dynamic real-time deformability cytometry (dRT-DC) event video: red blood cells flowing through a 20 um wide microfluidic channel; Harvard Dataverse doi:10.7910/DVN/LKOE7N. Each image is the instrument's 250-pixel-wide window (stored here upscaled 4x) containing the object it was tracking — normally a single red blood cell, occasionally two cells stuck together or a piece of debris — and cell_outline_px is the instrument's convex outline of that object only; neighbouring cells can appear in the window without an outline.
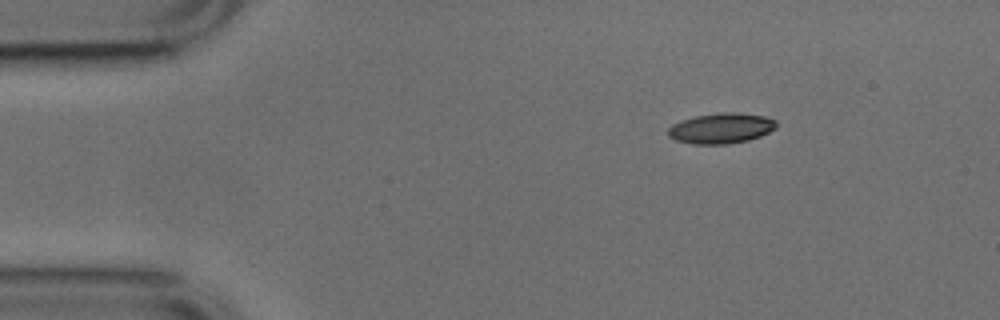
{"species": "common noctule bat (a hibernating species)", "species_latin": "Nyctalus noctula", "temperature_condition": "cold", "stored_images_in_passage": 3, "camera_frame_rate_fps": 3000, "um_per_image_px": 0.085, "animal": {"sex": "male", "body_mass_g": 17.9, "forearm_length_mm": 54.2}, "frame": {"image": 1, "passage_image": 1, "time_ms": 0.0, "image_size_px": [1000, 320], "cell_outline_px": [[776, 128], [760, 136], [748, 140], [728, 144], [692, 144], [676, 140], [668, 136], [668, 128], [672, 124], [680, 120], [696, 116], [724, 112], [732, 112], [764, 116], [776, 120]], "centroid_in_image_um": [61.27, 10.91], "position_along_channel_um": 23.7, "area_um2": 19.13}}
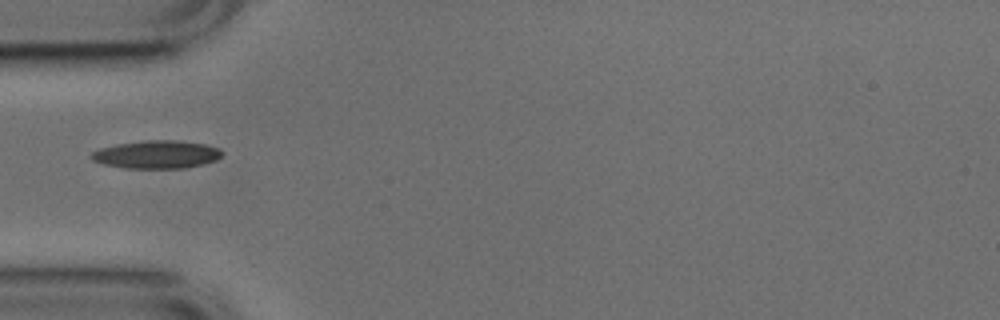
{"frame": {"image": 2, "passage_image": 3, "time_ms": 0.667, "image_size_px": [1000, 320], "cell_outline_px": [[224, 152], [216, 160], [184, 168], [124, 168], [104, 164], [92, 160], [88, 156], [92, 152], [100, 148], [116, 144], [144, 140], [172, 140], [204, 144], [220, 148]], "centroid_in_image_um": [13.28, 13.13], "position_along_channel_um": 71.7, "area_um2": 21.27}}